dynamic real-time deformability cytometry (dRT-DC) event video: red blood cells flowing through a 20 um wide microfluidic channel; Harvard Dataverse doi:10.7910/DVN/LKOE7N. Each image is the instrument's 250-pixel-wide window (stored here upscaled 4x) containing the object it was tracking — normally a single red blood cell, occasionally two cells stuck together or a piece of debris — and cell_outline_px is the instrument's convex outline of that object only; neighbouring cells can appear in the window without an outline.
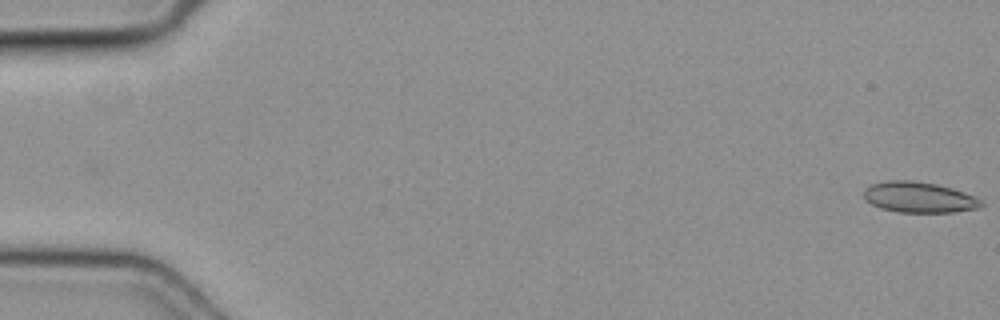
{"species": "common noctule bat (a hibernating species)", "species_latin": "Nyctalus noctula", "temperature_condition": "cold", "stored_images_in_passage": 35, "camera_frame_rate_fps": 3000, "um_per_image_px": 0.085, "animal": {"sex": "female", "body_mass_g": 19.3, "forearm_length_mm": 54.1}, "frame": {"image": 1, "passage_image": 1, "time_ms": 0.0, "image_size_px": [1000, 320], "cell_outline_px": [[984, 204], [980, 208], [956, 212], [896, 212], [880, 208], [864, 200], [864, 188], [872, 184], [888, 180], [912, 180], [936, 184], [952, 188], [976, 196], [984, 200]], "centroid_in_image_um": [78.15, 16.77], "position_along_channel_um": 6.9, "area_um2": 21.33}}
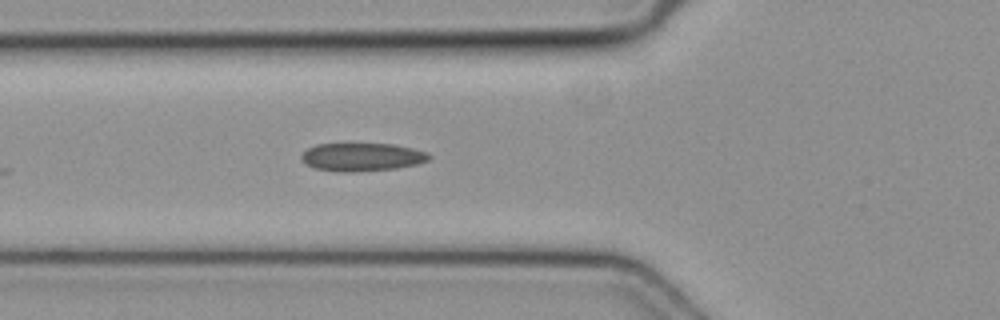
{"frame": {"image": 2, "passage_image": 19, "time_ms": 6.0, "image_size_px": [1000, 320], "cell_outline_px": [[432, 156], [428, 160], [416, 164], [396, 168], [352, 172], [340, 172], [316, 168], [304, 164], [300, 156], [308, 148], [316, 144], [392, 144], [412, 148], [428, 152]], "centroid_in_image_um": [30.76, 13.34], "position_along_channel_um": 95.0, "area_um2": 20.87}}
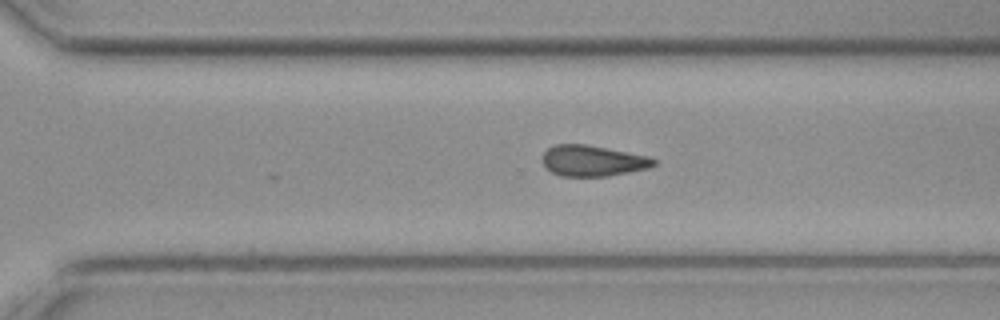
{"frame": {"image": 3, "passage_image": 35, "time_ms": 11.333, "image_size_px": [1000, 320], "cell_outline_px": [[656, 164], [648, 168], [608, 176], [560, 176], [544, 168], [544, 152], [548, 148], [556, 144], [584, 144], [648, 156], [656, 160]], "centroid_in_image_um": [50.37, 13.67], "position_along_channel_um": 320.2, "area_um2": 19.83}}